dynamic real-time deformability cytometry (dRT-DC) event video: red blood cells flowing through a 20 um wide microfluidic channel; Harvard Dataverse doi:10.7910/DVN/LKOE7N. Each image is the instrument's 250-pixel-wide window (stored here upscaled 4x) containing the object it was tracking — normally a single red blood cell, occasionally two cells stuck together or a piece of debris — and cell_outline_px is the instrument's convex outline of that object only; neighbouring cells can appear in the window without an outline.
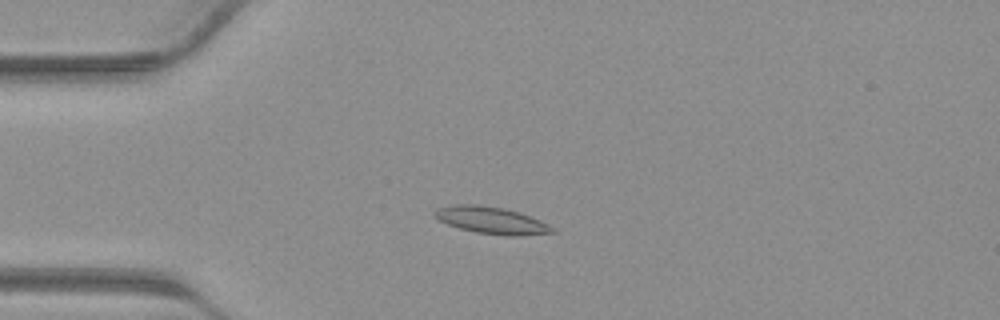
{"species": "common noctule bat (a hibernating species)", "species_latin": "Nyctalus noctula", "temperature_condition": "warm", "stored_images_in_passage": 41, "camera_frame_rate_fps": 3000, "um_per_image_px": 0.085, "animal": {"sex": "male", "body_mass_g": 23.1, "forearm_length_mm": 52.7}, "frame": {"image": 1, "passage_image": 11, "time_ms": 3.333, "image_size_px": [1000, 320], "cell_outline_px": [[556, 232], [516, 236], [508, 236], [476, 232], [460, 228], [448, 224], [440, 220], [432, 212], [436, 208], [452, 204], [480, 204], [504, 208], [520, 212], [540, 220], [556, 228]], "centroid_in_image_um": [41.79, 18.71], "position_along_channel_um": 43.2, "area_um2": 18.61}}
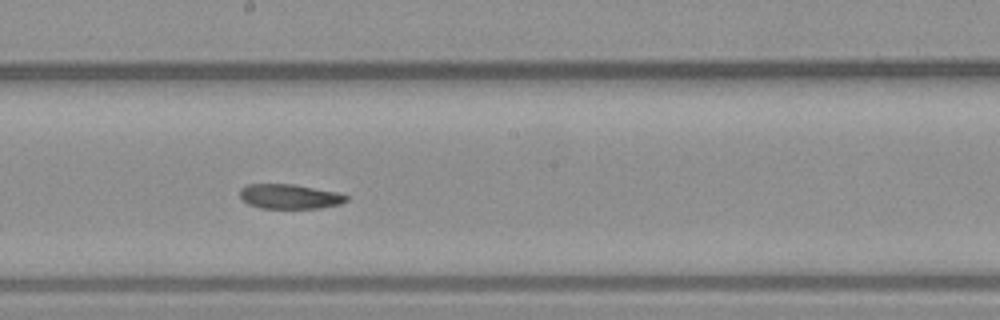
{"frame": {"image": 2, "passage_image": 23, "time_ms": 7.333, "image_size_px": [1000, 320], "cell_outline_px": [[348, 200], [340, 204], [320, 208], [260, 208], [248, 204], [240, 196], [240, 188], [248, 184], [292, 184], [340, 192], [348, 196]], "centroid_in_image_um": [24.64, 16.7], "position_along_channel_um": 223.6, "area_um2": 15.37}}
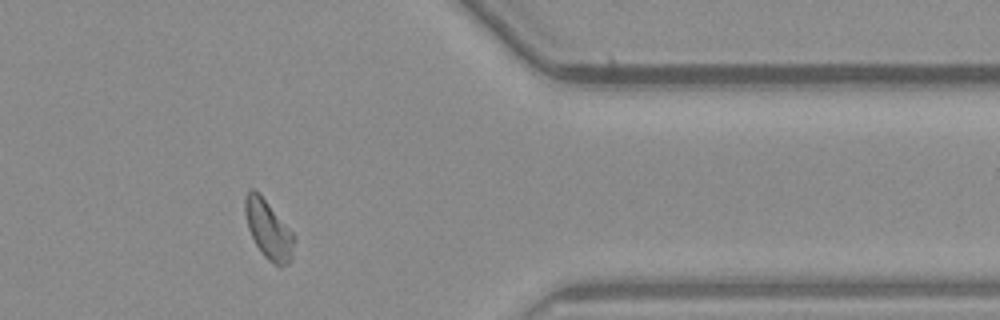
{"frame": {"image": 3, "passage_image": 34, "time_ms": 11.0, "image_size_px": [1000, 320], "cell_outline_px": [[296, 240], [292, 260], [288, 264], [276, 264], [268, 260], [264, 256], [256, 244], [248, 228], [244, 212], [244, 196], [248, 188], [252, 188], [268, 204], [296, 236]], "centroid_in_image_um": [22.82, 19.52], "position_along_channel_um": 388.6, "area_um2": 16.59}}